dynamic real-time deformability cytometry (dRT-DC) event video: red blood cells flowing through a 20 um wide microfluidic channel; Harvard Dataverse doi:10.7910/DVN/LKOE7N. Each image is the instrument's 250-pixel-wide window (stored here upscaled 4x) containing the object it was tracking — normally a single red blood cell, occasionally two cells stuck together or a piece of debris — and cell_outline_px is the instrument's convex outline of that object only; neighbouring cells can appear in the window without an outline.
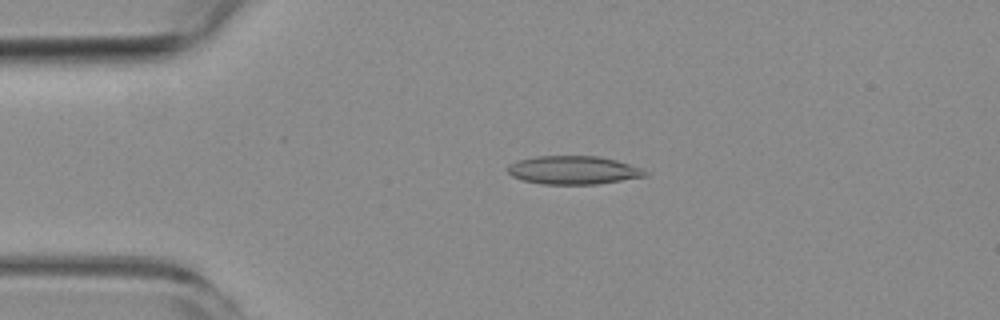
{"species": "common noctule bat (a hibernating species)", "species_latin": "Nyctalus noctula", "temperature_condition": "room temperature", "stored_images_in_passage": 42, "camera_frame_rate_fps": 3000, "um_per_image_px": 0.085, "animal": {"sex": "female", "body_mass_g": 19.3, "forearm_length_mm": 54.1}, "frame": {"image": 1, "passage_image": 1, "time_ms": 0.0, "image_size_px": [1000, 320], "cell_outline_px": [[648, 176], [596, 184], [544, 184], [524, 180], [512, 176], [508, 172], [508, 164], [520, 160], [536, 156], [600, 156], [616, 160], [640, 168], [648, 172]], "centroid_in_image_um": [48.75, 14.46], "position_along_channel_um": 36.3, "area_um2": 22.54}}
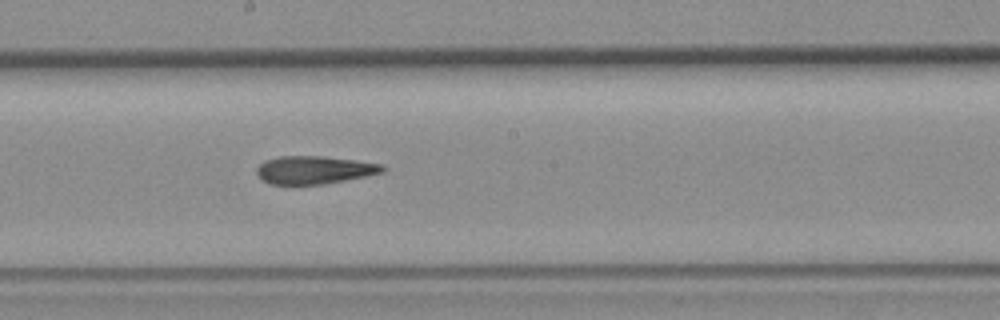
{"frame": {"image": 2, "passage_image": 18, "time_ms": 5.667, "image_size_px": [1000, 320], "cell_outline_px": [[388, 168], [384, 172], [324, 184], [268, 184], [256, 172], [256, 168], [264, 160], [280, 156], [320, 156], [384, 164]], "centroid_in_image_um": [26.72, 14.44], "position_along_channel_um": 221.5, "area_um2": 20.35}}
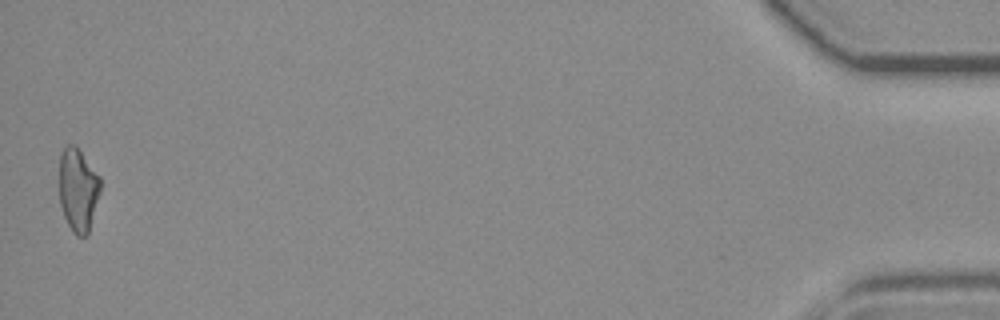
{"frame": {"image": 3, "passage_image": 42, "time_ms": 13.667, "image_size_px": [1000, 320], "cell_outline_px": [[100, 192], [88, 236], [76, 236], [72, 232], [64, 216], [60, 204], [60, 156], [64, 148], [68, 144], [76, 144], [100, 176]], "centroid_in_image_um": [6.65, 16.13], "position_along_channel_um": 428.6, "area_um2": 20.11}, "authors_computed_cell_mechanics": {"area_um2": 20.7213, "velocity_mm_per_s": 3.8555, "shape_relaxation_time_tau1_ms": null, "shape_relaxation_time_tau2_ms": 3.2598, "deformation_change_tau1": null, "deformation_change_tau2": 0.1298}}